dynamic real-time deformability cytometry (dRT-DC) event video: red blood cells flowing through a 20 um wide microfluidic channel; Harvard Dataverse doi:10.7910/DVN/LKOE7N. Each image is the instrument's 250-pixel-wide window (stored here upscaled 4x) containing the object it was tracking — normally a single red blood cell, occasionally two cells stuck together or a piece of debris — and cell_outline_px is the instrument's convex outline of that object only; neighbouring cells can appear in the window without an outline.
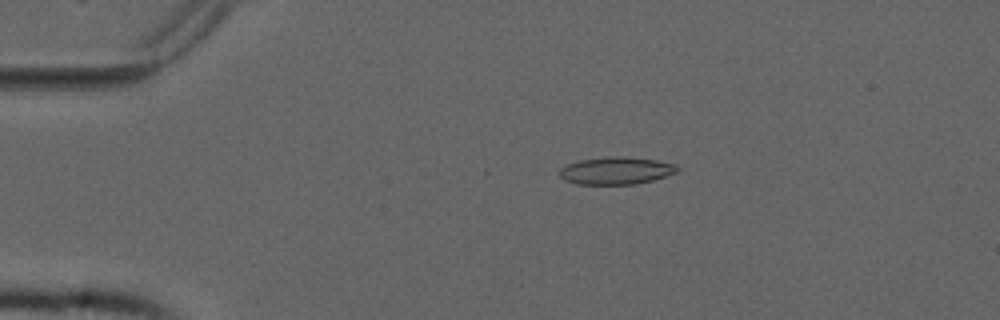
{"species": "common noctule bat (a hibernating species)", "species_latin": "Nyctalus noctula", "temperature_condition": "cold", "stored_images_in_passage": 54, "camera_frame_rate_fps": 3000, "um_per_image_px": 0.085, "animal": {"sex": "male", "forearm_length_mm": 52.5}, "frame": {"image": 1, "passage_image": 11, "time_ms": 3.333, "image_size_px": [1000, 320], "cell_outline_px": [[680, 168], [676, 172], [652, 180], [636, 184], [576, 184], [564, 180], [560, 176], [560, 168], [568, 164], [580, 160], [608, 156], [628, 156], [656, 160], [676, 164]], "centroid_in_image_um": [52.37, 14.49], "position_along_channel_um": 32.6, "area_um2": 18.84}}
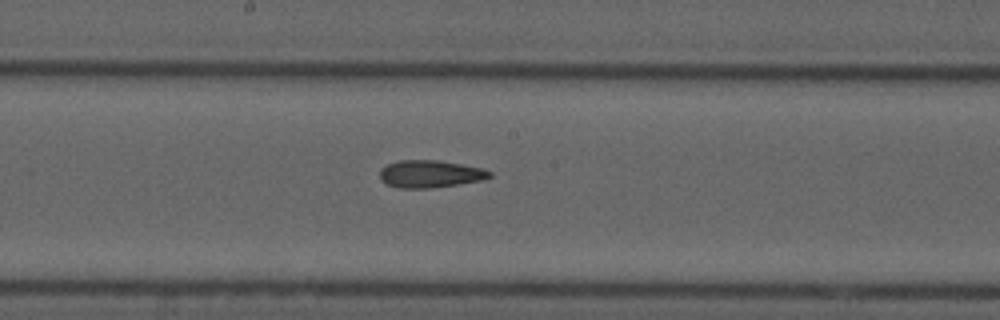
{"frame": {"image": 2, "passage_image": 29, "time_ms": 9.333, "image_size_px": [1000, 320], "cell_outline_px": [[492, 176], [484, 180], [428, 188], [400, 188], [388, 184], [380, 180], [380, 168], [388, 164], [400, 160], [436, 160], [484, 168], [492, 172]], "centroid_in_image_um": [36.57, 14.78], "position_along_channel_um": 211.6, "area_um2": 17.46}}
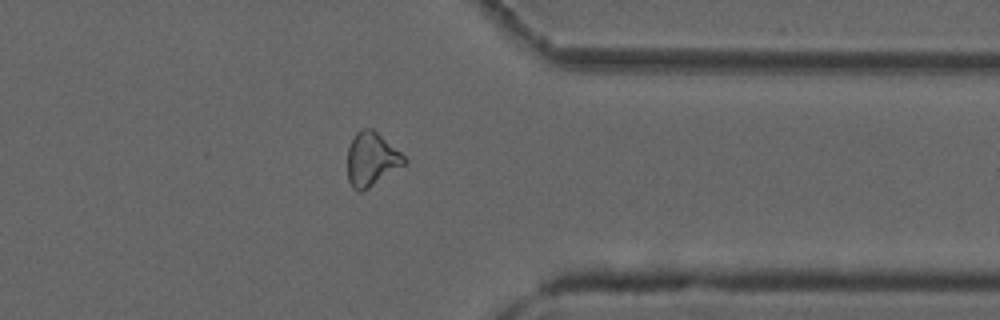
{"frame": {"image": 3, "passage_image": 43, "time_ms": 14.0, "image_size_px": [1000, 320], "cell_outline_px": [[408, 164], [364, 192], [360, 192], [352, 188], [348, 180], [348, 148], [356, 132], [360, 128], [372, 128], [400, 152], [408, 160]], "centroid_in_image_um": [31.6, 13.58], "position_along_channel_um": 379.8, "area_um2": 18.15}, "authors_computed_cell_mechanics": {"area_um2": 18.0914, "velocity_mm_per_s": 3.7648, "shape_relaxation_time_tau1_ms": null, "shape_relaxation_time_tau2_ms": 8.5006, "deformation_change_tau1": null, "deformation_change_tau2": 0.1973}}